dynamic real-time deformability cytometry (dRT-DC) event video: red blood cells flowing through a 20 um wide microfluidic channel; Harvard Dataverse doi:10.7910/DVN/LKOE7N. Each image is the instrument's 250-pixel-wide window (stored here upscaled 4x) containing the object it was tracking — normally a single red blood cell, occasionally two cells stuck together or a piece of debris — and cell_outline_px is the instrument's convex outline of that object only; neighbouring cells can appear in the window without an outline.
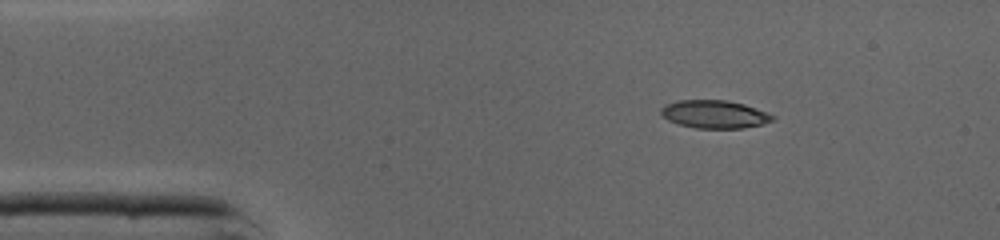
{"species": "common noctule bat (a hibernating species)", "species_latin": "Nyctalus noctula", "temperature_condition": "cold", "stored_images_in_passage": 40, "camera_frame_rate_fps": 3000, "um_per_image_px": 0.085, "animal": {"sex": "male", "body_mass_g": 19.0, "forearm_length_mm": 50.8}, "frame": {"image": 1, "passage_image": 1, "time_ms": 0.0, "image_size_px": [1000, 240], "cell_outline_px": [[776, 116], [772, 120], [760, 124], [744, 128], [696, 128], [680, 124], [668, 120], [660, 112], [660, 108], [664, 104], [676, 100], [728, 100], [744, 104], [768, 112]], "centroid_in_image_um": [60.72, 9.69], "position_along_channel_um": 24.3, "area_um2": 18.21}}
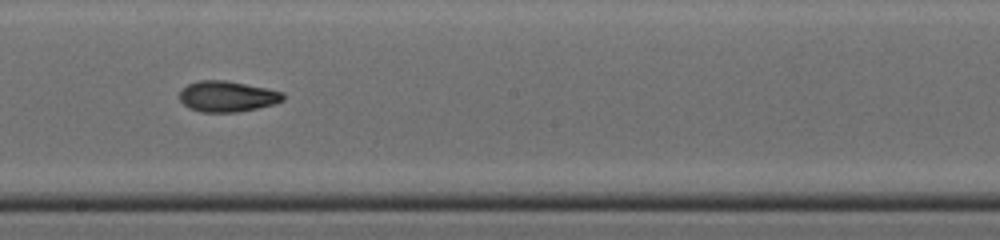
{"frame": {"image": 2, "passage_image": 19, "time_ms": 6.0, "image_size_px": [1000, 240], "cell_outline_px": [[284, 100], [276, 104], [236, 112], [200, 112], [188, 108], [180, 100], [180, 92], [188, 84], [200, 80], [224, 80], [268, 88], [284, 92]], "centroid_in_image_um": [19.34, 8.2], "position_along_channel_um": 228.9, "area_um2": 18.61}}
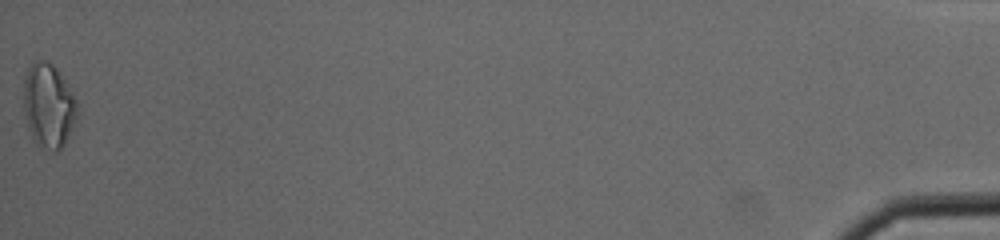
{"frame": {"image": 3, "passage_image": 40, "time_ms": 13.0, "image_size_px": [1000, 240], "cell_outline_px": [[76, 116], [68, 136], [64, 144], [56, 152], [52, 152], [36, 140], [32, 136], [28, 128], [24, 108], [24, 80], [28, 68], [36, 60], [48, 60], [60, 72], [72, 92], [76, 100]], "centroid_in_image_um": [4.12, 8.93], "position_along_channel_um": 431.1, "area_um2": 25.72}, "authors_computed_cell_mechanics": {"area_um2": 18.4093, "velocity_mm_per_s": 4.3668, "shape_relaxation_time_tau1_ms": 4.2464, "shape_relaxation_time_tau2_ms": 3.3631, "deformation_change_tau1": 0.1875, "deformation_change_tau2": 0.1068}}